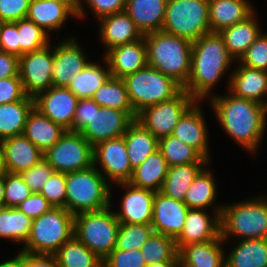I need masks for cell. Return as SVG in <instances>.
<instances>
[{
    "label": "cell",
    "instance_id": "obj_1",
    "mask_svg": "<svg viewBox=\"0 0 267 267\" xmlns=\"http://www.w3.org/2000/svg\"><path fill=\"white\" fill-rule=\"evenodd\" d=\"M228 93L208 97L216 118L230 138L255 153L266 130L267 106Z\"/></svg>",
    "mask_w": 267,
    "mask_h": 267
},
{
    "label": "cell",
    "instance_id": "obj_2",
    "mask_svg": "<svg viewBox=\"0 0 267 267\" xmlns=\"http://www.w3.org/2000/svg\"><path fill=\"white\" fill-rule=\"evenodd\" d=\"M233 61L219 33L202 35L192 42L190 75L183 89L196 101L206 99Z\"/></svg>",
    "mask_w": 267,
    "mask_h": 267
},
{
    "label": "cell",
    "instance_id": "obj_3",
    "mask_svg": "<svg viewBox=\"0 0 267 267\" xmlns=\"http://www.w3.org/2000/svg\"><path fill=\"white\" fill-rule=\"evenodd\" d=\"M144 39L148 66L170 76L184 87L190 75L192 42L164 31L148 33Z\"/></svg>",
    "mask_w": 267,
    "mask_h": 267
},
{
    "label": "cell",
    "instance_id": "obj_4",
    "mask_svg": "<svg viewBox=\"0 0 267 267\" xmlns=\"http://www.w3.org/2000/svg\"><path fill=\"white\" fill-rule=\"evenodd\" d=\"M233 235L239 240L267 238V196L223 205L220 236L227 241Z\"/></svg>",
    "mask_w": 267,
    "mask_h": 267
},
{
    "label": "cell",
    "instance_id": "obj_5",
    "mask_svg": "<svg viewBox=\"0 0 267 267\" xmlns=\"http://www.w3.org/2000/svg\"><path fill=\"white\" fill-rule=\"evenodd\" d=\"M106 178L94 165L66 174V209L73 215L98 211L111 205V190Z\"/></svg>",
    "mask_w": 267,
    "mask_h": 267
},
{
    "label": "cell",
    "instance_id": "obj_6",
    "mask_svg": "<svg viewBox=\"0 0 267 267\" xmlns=\"http://www.w3.org/2000/svg\"><path fill=\"white\" fill-rule=\"evenodd\" d=\"M74 236V215L62 207H52L32 220L31 232L24 253L53 255Z\"/></svg>",
    "mask_w": 267,
    "mask_h": 267
},
{
    "label": "cell",
    "instance_id": "obj_7",
    "mask_svg": "<svg viewBox=\"0 0 267 267\" xmlns=\"http://www.w3.org/2000/svg\"><path fill=\"white\" fill-rule=\"evenodd\" d=\"M111 206L74 215V236L102 260L115 248L120 227Z\"/></svg>",
    "mask_w": 267,
    "mask_h": 267
},
{
    "label": "cell",
    "instance_id": "obj_8",
    "mask_svg": "<svg viewBox=\"0 0 267 267\" xmlns=\"http://www.w3.org/2000/svg\"><path fill=\"white\" fill-rule=\"evenodd\" d=\"M123 80L136 114L148 106L175 97L183 89L173 78L148 65Z\"/></svg>",
    "mask_w": 267,
    "mask_h": 267
},
{
    "label": "cell",
    "instance_id": "obj_9",
    "mask_svg": "<svg viewBox=\"0 0 267 267\" xmlns=\"http://www.w3.org/2000/svg\"><path fill=\"white\" fill-rule=\"evenodd\" d=\"M162 31L191 42L211 33L209 0H168Z\"/></svg>",
    "mask_w": 267,
    "mask_h": 267
},
{
    "label": "cell",
    "instance_id": "obj_10",
    "mask_svg": "<svg viewBox=\"0 0 267 267\" xmlns=\"http://www.w3.org/2000/svg\"><path fill=\"white\" fill-rule=\"evenodd\" d=\"M45 160L54 171L64 174L92 167L93 146L79 133H66L44 153Z\"/></svg>",
    "mask_w": 267,
    "mask_h": 267
},
{
    "label": "cell",
    "instance_id": "obj_11",
    "mask_svg": "<svg viewBox=\"0 0 267 267\" xmlns=\"http://www.w3.org/2000/svg\"><path fill=\"white\" fill-rule=\"evenodd\" d=\"M195 101L182 89L175 97L144 108L136 120L159 140L172 135L180 117Z\"/></svg>",
    "mask_w": 267,
    "mask_h": 267
},
{
    "label": "cell",
    "instance_id": "obj_12",
    "mask_svg": "<svg viewBox=\"0 0 267 267\" xmlns=\"http://www.w3.org/2000/svg\"><path fill=\"white\" fill-rule=\"evenodd\" d=\"M54 46L23 54L19 57V76L27 96L35 97L53 86Z\"/></svg>",
    "mask_w": 267,
    "mask_h": 267
},
{
    "label": "cell",
    "instance_id": "obj_13",
    "mask_svg": "<svg viewBox=\"0 0 267 267\" xmlns=\"http://www.w3.org/2000/svg\"><path fill=\"white\" fill-rule=\"evenodd\" d=\"M93 164H100L99 172L110 182L123 183L131 179L133 169L130 165L123 136L99 142L93 147ZM106 175V177H105Z\"/></svg>",
    "mask_w": 267,
    "mask_h": 267
},
{
    "label": "cell",
    "instance_id": "obj_14",
    "mask_svg": "<svg viewBox=\"0 0 267 267\" xmlns=\"http://www.w3.org/2000/svg\"><path fill=\"white\" fill-rule=\"evenodd\" d=\"M78 101L67 87L52 86L34 97V108L66 130L72 131Z\"/></svg>",
    "mask_w": 267,
    "mask_h": 267
},
{
    "label": "cell",
    "instance_id": "obj_15",
    "mask_svg": "<svg viewBox=\"0 0 267 267\" xmlns=\"http://www.w3.org/2000/svg\"><path fill=\"white\" fill-rule=\"evenodd\" d=\"M134 119L124 111L94 108L90 122L79 133L94 147L99 142L123 136Z\"/></svg>",
    "mask_w": 267,
    "mask_h": 267
},
{
    "label": "cell",
    "instance_id": "obj_16",
    "mask_svg": "<svg viewBox=\"0 0 267 267\" xmlns=\"http://www.w3.org/2000/svg\"><path fill=\"white\" fill-rule=\"evenodd\" d=\"M223 205L213 208L210 217L203 209H189L182 232L175 239L177 250L190 243H203L220 237V214Z\"/></svg>",
    "mask_w": 267,
    "mask_h": 267
},
{
    "label": "cell",
    "instance_id": "obj_17",
    "mask_svg": "<svg viewBox=\"0 0 267 267\" xmlns=\"http://www.w3.org/2000/svg\"><path fill=\"white\" fill-rule=\"evenodd\" d=\"M53 61V86L68 87L71 80L79 75L88 65L89 61L85 56V51L76 41V38L63 39L55 44Z\"/></svg>",
    "mask_w": 267,
    "mask_h": 267
},
{
    "label": "cell",
    "instance_id": "obj_18",
    "mask_svg": "<svg viewBox=\"0 0 267 267\" xmlns=\"http://www.w3.org/2000/svg\"><path fill=\"white\" fill-rule=\"evenodd\" d=\"M117 185L126 190L121 200V211H114L117 220L125 224H151L155 191L133 186L129 182Z\"/></svg>",
    "mask_w": 267,
    "mask_h": 267
},
{
    "label": "cell",
    "instance_id": "obj_19",
    "mask_svg": "<svg viewBox=\"0 0 267 267\" xmlns=\"http://www.w3.org/2000/svg\"><path fill=\"white\" fill-rule=\"evenodd\" d=\"M189 208L179 200L155 192L153 199V231L176 239L183 230Z\"/></svg>",
    "mask_w": 267,
    "mask_h": 267
},
{
    "label": "cell",
    "instance_id": "obj_20",
    "mask_svg": "<svg viewBox=\"0 0 267 267\" xmlns=\"http://www.w3.org/2000/svg\"><path fill=\"white\" fill-rule=\"evenodd\" d=\"M195 101L180 117L172 135L183 143L196 149L206 160L210 161L208 129L203 112Z\"/></svg>",
    "mask_w": 267,
    "mask_h": 267
},
{
    "label": "cell",
    "instance_id": "obj_21",
    "mask_svg": "<svg viewBox=\"0 0 267 267\" xmlns=\"http://www.w3.org/2000/svg\"><path fill=\"white\" fill-rule=\"evenodd\" d=\"M104 53L113 77L123 79L148 65L144 37L132 43L117 45Z\"/></svg>",
    "mask_w": 267,
    "mask_h": 267
},
{
    "label": "cell",
    "instance_id": "obj_22",
    "mask_svg": "<svg viewBox=\"0 0 267 267\" xmlns=\"http://www.w3.org/2000/svg\"><path fill=\"white\" fill-rule=\"evenodd\" d=\"M238 64L233 73L230 72L228 91L267 106V71Z\"/></svg>",
    "mask_w": 267,
    "mask_h": 267
},
{
    "label": "cell",
    "instance_id": "obj_23",
    "mask_svg": "<svg viewBox=\"0 0 267 267\" xmlns=\"http://www.w3.org/2000/svg\"><path fill=\"white\" fill-rule=\"evenodd\" d=\"M99 22V35L106 51L117 45L132 43L144 37L125 11L104 16L99 19Z\"/></svg>",
    "mask_w": 267,
    "mask_h": 267
},
{
    "label": "cell",
    "instance_id": "obj_24",
    "mask_svg": "<svg viewBox=\"0 0 267 267\" xmlns=\"http://www.w3.org/2000/svg\"><path fill=\"white\" fill-rule=\"evenodd\" d=\"M7 173H21L39 163L44 153L23 134L2 140Z\"/></svg>",
    "mask_w": 267,
    "mask_h": 267
},
{
    "label": "cell",
    "instance_id": "obj_25",
    "mask_svg": "<svg viewBox=\"0 0 267 267\" xmlns=\"http://www.w3.org/2000/svg\"><path fill=\"white\" fill-rule=\"evenodd\" d=\"M70 15L77 18V13L65 2L31 0L26 18L33 21L49 35L50 31H58L64 26Z\"/></svg>",
    "mask_w": 267,
    "mask_h": 267
},
{
    "label": "cell",
    "instance_id": "obj_26",
    "mask_svg": "<svg viewBox=\"0 0 267 267\" xmlns=\"http://www.w3.org/2000/svg\"><path fill=\"white\" fill-rule=\"evenodd\" d=\"M168 0H126L125 12L143 35L162 31Z\"/></svg>",
    "mask_w": 267,
    "mask_h": 267
},
{
    "label": "cell",
    "instance_id": "obj_27",
    "mask_svg": "<svg viewBox=\"0 0 267 267\" xmlns=\"http://www.w3.org/2000/svg\"><path fill=\"white\" fill-rule=\"evenodd\" d=\"M247 0H209V23L211 33L244 21L255 9Z\"/></svg>",
    "mask_w": 267,
    "mask_h": 267
},
{
    "label": "cell",
    "instance_id": "obj_28",
    "mask_svg": "<svg viewBox=\"0 0 267 267\" xmlns=\"http://www.w3.org/2000/svg\"><path fill=\"white\" fill-rule=\"evenodd\" d=\"M224 240L220 237L183 246L178 254L184 267H225Z\"/></svg>",
    "mask_w": 267,
    "mask_h": 267
},
{
    "label": "cell",
    "instance_id": "obj_29",
    "mask_svg": "<svg viewBox=\"0 0 267 267\" xmlns=\"http://www.w3.org/2000/svg\"><path fill=\"white\" fill-rule=\"evenodd\" d=\"M66 129L33 108L27 117L23 135L45 153L65 133Z\"/></svg>",
    "mask_w": 267,
    "mask_h": 267
},
{
    "label": "cell",
    "instance_id": "obj_30",
    "mask_svg": "<svg viewBox=\"0 0 267 267\" xmlns=\"http://www.w3.org/2000/svg\"><path fill=\"white\" fill-rule=\"evenodd\" d=\"M256 12L244 21L238 22L219 32L223 38L229 55L237 62L245 54L249 46L261 35L259 22H256ZM255 16V17H254Z\"/></svg>",
    "mask_w": 267,
    "mask_h": 267
},
{
    "label": "cell",
    "instance_id": "obj_31",
    "mask_svg": "<svg viewBox=\"0 0 267 267\" xmlns=\"http://www.w3.org/2000/svg\"><path fill=\"white\" fill-rule=\"evenodd\" d=\"M123 137L132 169L137 168L150 154L158 150L159 140L137 120L129 125Z\"/></svg>",
    "mask_w": 267,
    "mask_h": 267
},
{
    "label": "cell",
    "instance_id": "obj_32",
    "mask_svg": "<svg viewBox=\"0 0 267 267\" xmlns=\"http://www.w3.org/2000/svg\"><path fill=\"white\" fill-rule=\"evenodd\" d=\"M168 167L165 158L158 149L150 154L142 164L133 169L131 179L128 182L136 187L155 192L161 191Z\"/></svg>",
    "mask_w": 267,
    "mask_h": 267
},
{
    "label": "cell",
    "instance_id": "obj_33",
    "mask_svg": "<svg viewBox=\"0 0 267 267\" xmlns=\"http://www.w3.org/2000/svg\"><path fill=\"white\" fill-rule=\"evenodd\" d=\"M225 267H267V238L239 240L226 256Z\"/></svg>",
    "mask_w": 267,
    "mask_h": 267
},
{
    "label": "cell",
    "instance_id": "obj_34",
    "mask_svg": "<svg viewBox=\"0 0 267 267\" xmlns=\"http://www.w3.org/2000/svg\"><path fill=\"white\" fill-rule=\"evenodd\" d=\"M34 108V98L0 105V141L22 135L29 113Z\"/></svg>",
    "mask_w": 267,
    "mask_h": 267
},
{
    "label": "cell",
    "instance_id": "obj_35",
    "mask_svg": "<svg viewBox=\"0 0 267 267\" xmlns=\"http://www.w3.org/2000/svg\"><path fill=\"white\" fill-rule=\"evenodd\" d=\"M209 163H189L168 167L167 175L161 188L165 196L184 202L186 192L196 176Z\"/></svg>",
    "mask_w": 267,
    "mask_h": 267
},
{
    "label": "cell",
    "instance_id": "obj_36",
    "mask_svg": "<svg viewBox=\"0 0 267 267\" xmlns=\"http://www.w3.org/2000/svg\"><path fill=\"white\" fill-rule=\"evenodd\" d=\"M100 107H109L119 111L127 112L134 120L137 114L134 112L130 102L126 85L123 79L110 76L91 98Z\"/></svg>",
    "mask_w": 267,
    "mask_h": 267
},
{
    "label": "cell",
    "instance_id": "obj_37",
    "mask_svg": "<svg viewBox=\"0 0 267 267\" xmlns=\"http://www.w3.org/2000/svg\"><path fill=\"white\" fill-rule=\"evenodd\" d=\"M104 61L107 65L105 69L100 64L90 61L81 73L71 80L67 88L78 99L92 98L94 93L109 79L110 69L105 58Z\"/></svg>",
    "mask_w": 267,
    "mask_h": 267
},
{
    "label": "cell",
    "instance_id": "obj_38",
    "mask_svg": "<svg viewBox=\"0 0 267 267\" xmlns=\"http://www.w3.org/2000/svg\"><path fill=\"white\" fill-rule=\"evenodd\" d=\"M53 255L58 267H103V260L75 236L66 241Z\"/></svg>",
    "mask_w": 267,
    "mask_h": 267
},
{
    "label": "cell",
    "instance_id": "obj_39",
    "mask_svg": "<svg viewBox=\"0 0 267 267\" xmlns=\"http://www.w3.org/2000/svg\"><path fill=\"white\" fill-rule=\"evenodd\" d=\"M210 170L203 169L194 179L186 192L184 203L189 209L211 207L217 196V184Z\"/></svg>",
    "mask_w": 267,
    "mask_h": 267
},
{
    "label": "cell",
    "instance_id": "obj_40",
    "mask_svg": "<svg viewBox=\"0 0 267 267\" xmlns=\"http://www.w3.org/2000/svg\"><path fill=\"white\" fill-rule=\"evenodd\" d=\"M32 219L17 207L0 210V238L26 243L31 232Z\"/></svg>",
    "mask_w": 267,
    "mask_h": 267
},
{
    "label": "cell",
    "instance_id": "obj_41",
    "mask_svg": "<svg viewBox=\"0 0 267 267\" xmlns=\"http://www.w3.org/2000/svg\"><path fill=\"white\" fill-rule=\"evenodd\" d=\"M158 149L169 167L189 163H209L196 149L173 135L160 138Z\"/></svg>",
    "mask_w": 267,
    "mask_h": 267
},
{
    "label": "cell",
    "instance_id": "obj_42",
    "mask_svg": "<svg viewBox=\"0 0 267 267\" xmlns=\"http://www.w3.org/2000/svg\"><path fill=\"white\" fill-rule=\"evenodd\" d=\"M140 250L146 265L180 261L175 239L160 233L153 232Z\"/></svg>",
    "mask_w": 267,
    "mask_h": 267
},
{
    "label": "cell",
    "instance_id": "obj_43",
    "mask_svg": "<svg viewBox=\"0 0 267 267\" xmlns=\"http://www.w3.org/2000/svg\"><path fill=\"white\" fill-rule=\"evenodd\" d=\"M17 28L19 57L23 54L40 50L50 44L49 35L27 18L17 21Z\"/></svg>",
    "mask_w": 267,
    "mask_h": 267
},
{
    "label": "cell",
    "instance_id": "obj_44",
    "mask_svg": "<svg viewBox=\"0 0 267 267\" xmlns=\"http://www.w3.org/2000/svg\"><path fill=\"white\" fill-rule=\"evenodd\" d=\"M153 232L151 224L120 223L115 249L123 251L141 249Z\"/></svg>",
    "mask_w": 267,
    "mask_h": 267
},
{
    "label": "cell",
    "instance_id": "obj_45",
    "mask_svg": "<svg viewBox=\"0 0 267 267\" xmlns=\"http://www.w3.org/2000/svg\"><path fill=\"white\" fill-rule=\"evenodd\" d=\"M32 191L19 173H5L4 207H17Z\"/></svg>",
    "mask_w": 267,
    "mask_h": 267
},
{
    "label": "cell",
    "instance_id": "obj_46",
    "mask_svg": "<svg viewBox=\"0 0 267 267\" xmlns=\"http://www.w3.org/2000/svg\"><path fill=\"white\" fill-rule=\"evenodd\" d=\"M42 194L53 207L66 209V174L54 171L51 177L44 183Z\"/></svg>",
    "mask_w": 267,
    "mask_h": 267
},
{
    "label": "cell",
    "instance_id": "obj_47",
    "mask_svg": "<svg viewBox=\"0 0 267 267\" xmlns=\"http://www.w3.org/2000/svg\"><path fill=\"white\" fill-rule=\"evenodd\" d=\"M239 63L247 67L267 71V33H261L246 50Z\"/></svg>",
    "mask_w": 267,
    "mask_h": 267
},
{
    "label": "cell",
    "instance_id": "obj_48",
    "mask_svg": "<svg viewBox=\"0 0 267 267\" xmlns=\"http://www.w3.org/2000/svg\"><path fill=\"white\" fill-rule=\"evenodd\" d=\"M54 169L43 158L39 163L20 173L32 193H40L44 183L51 177Z\"/></svg>",
    "mask_w": 267,
    "mask_h": 267
},
{
    "label": "cell",
    "instance_id": "obj_49",
    "mask_svg": "<svg viewBox=\"0 0 267 267\" xmlns=\"http://www.w3.org/2000/svg\"><path fill=\"white\" fill-rule=\"evenodd\" d=\"M140 249L123 251L113 249L103 260V267H146Z\"/></svg>",
    "mask_w": 267,
    "mask_h": 267
},
{
    "label": "cell",
    "instance_id": "obj_50",
    "mask_svg": "<svg viewBox=\"0 0 267 267\" xmlns=\"http://www.w3.org/2000/svg\"><path fill=\"white\" fill-rule=\"evenodd\" d=\"M87 6L93 11L98 19L115 14L125 10L126 0H83ZM85 8L82 6V0H80L79 8L77 10V18H83L85 16Z\"/></svg>",
    "mask_w": 267,
    "mask_h": 267
},
{
    "label": "cell",
    "instance_id": "obj_51",
    "mask_svg": "<svg viewBox=\"0 0 267 267\" xmlns=\"http://www.w3.org/2000/svg\"><path fill=\"white\" fill-rule=\"evenodd\" d=\"M31 0H0V22H17L26 18Z\"/></svg>",
    "mask_w": 267,
    "mask_h": 267
},
{
    "label": "cell",
    "instance_id": "obj_52",
    "mask_svg": "<svg viewBox=\"0 0 267 267\" xmlns=\"http://www.w3.org/2000/svg\"><path fill=\"white\" fill-rule=\"evenodd\" d=\"M26 96L20 76L0 79V105L23 100Z\"/></svg>",
    "mask_w": 267,
    "mask_h": 267
},
{
    "label": "cell",
    "instance_id": "obj_53",
    "mask_svg": "<svg viewBox=\"0 0 267 267\" xmlns=\"http://www.w3.org/2000/svg\"><path fill=\"white\" fill-rule=\"evenodd\" d=\"M53 206L40 193H32L17 208L32 220L48 212Z\"/></svg>",
    "mask_w": 267,
    "mask_h": 267
},
{
    "label": "cell",
    "instance_id": "obj_54",
    "mask_svg": "<svg viewBox=\"0 0 267 267\" xmlns=\"http://www.w3.org/2000/svg\"><path fill=\"white\" fill-rule=\"evenodd\" d=\"M0 50L19 57L17 22L0 23Z\"/></svg>",
    "mask_w": 267,
    "mask_h": 267
},
{
    "label": "cell",
    "instance_id": "obj_55",
    "mask_svg": "<svg viewBox=\"0 0 267 267\" xmlns=\"http://www.w3.org/2000/svg\"><path fill=\"white\" fill-rule=\"evenodd\" d=\"M94 108H101L93 99H79L72 125L73 132H80L90 122Z\"/></svg>",
    "mask_w": 267,
    "mask_h": 267
},
{
    "label": "cell",
    "instance_id": "obj_56",
    "mask_svg": "<svg viewBox=\"0 0 267 267\" xmlns=\"http://www.w3.org/2000/svg\"><path fill=\"white\" fill-rule=\"evenodd\" d=\"M20 267H58L54 255L30 254L20 251Z\"/></svg>",
    "mask_w": 267,
    "mask_h": 267
},
{
    "label": "cell",
    "instance_id": "obj_57",
    "mask_svg": "<svg viewBox=\"0 0 267 267\" xmlns=\"http://www.w3.org/2000/svg\"><path fill=\"white\" fill-rule=\"evenodd\" d=\"M19 57L0 50V79L19 76Z\"/></svg>",
    "mask_w": 267,
    "mask_h": 267
},
{
    "label": "cell",
    "instance_id": "obj_58",
    "mask_svg": "<svg viewBox=\"0 0 267 267\" xmlns=\"http://www.w3.org/2000/svg\"><path fill=\"white\" fill-rule=\"evenodd\" d=\"M0 267H20V253L13 259L0 263Z\"/></svg>",
    "mask_w": 267,
    "mask_h": 267
},
{
    "label": "cell",
    "instance_id": "obj_59",
    "mask_svg": "<svg viewBox=\"0 0 267 267\" xmlns=\"http://www.w3.org/2000/svg\"><path fill=\"white\" fill-rule=\"evenodd\" d=\"M180 261H163L160 263H154L152 265H147L146 267H178Z\"/></svg>",
    "mask_w": 267,
    "mask_h": 267
},
{
    "label": "cell",
    "instance_id": "obj_60",
    "mask_svg": "<svg viewBox=\"0 0 267 267\" xmlns=\"http://www.w3.org/2000/svg\"><path fill=\"white\" fill-rule=\"evenodd\" d=\"M5 192V174H0V205H3Z\"/></svg>",
    "mask_w": 267,
    "mask_h": 267
},
{
    "label": "cell",
    "instance_id": "obj_61",
    "mask_svg": "<svg viewBox=\"0 0 267 267\" xmlns=\"http://www.w3.org/2000/svg\"><path fill=\"white\" fill-rule=\"evenodd\" d=\"M6 169L4 165V150L2 146V142L0 141V174H5Z\"/></svg>",
    "mask_w": 267,
    "mask_h": 267
},
{
    "label": "cell",
    "instance_id": "obj_62",
    "mask_svg": "<svg viewBox=\"0 0 267 267\" xmlns=\"http://www.w3.org/2000/svg\"><path fill=\"white\" fill-rule=\"evenodd\" d=\"M67 3L76 13L79 8L80 0H56Z\"/></svg>",
    "mask_w": 267,
    "mask_h": 267
}]
</instances>
